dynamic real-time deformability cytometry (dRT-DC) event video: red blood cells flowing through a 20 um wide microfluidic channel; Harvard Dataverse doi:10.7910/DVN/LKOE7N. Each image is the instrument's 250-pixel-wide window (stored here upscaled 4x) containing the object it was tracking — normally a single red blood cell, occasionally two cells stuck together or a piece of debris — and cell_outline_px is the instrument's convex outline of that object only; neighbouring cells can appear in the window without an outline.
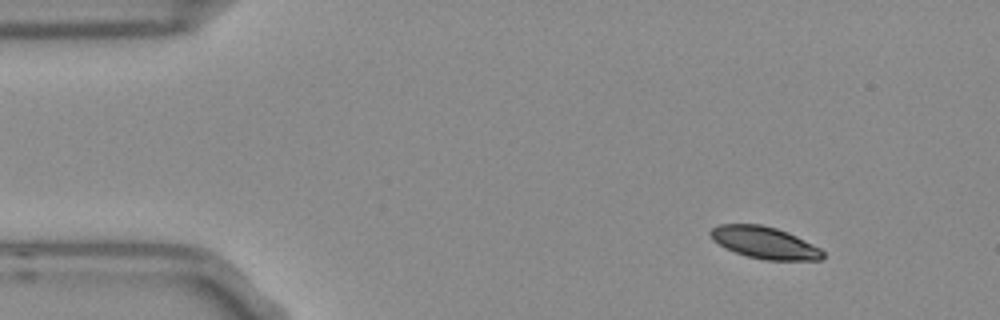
{"species": "Egyptian fruit bat (a non-hibernating species)", "species_latin": "Rousettus aegyptiacus", "temperature_condition": "room temperature", "stored_images_in_passage": 49, "camera_frame_rate_fps": 3000, "um_per_image_px": 0.085, "frame": {"image": 1, "passage_image": 1, "time_ms": 0.0, "image_size_px": [1000, 320], "cell_outline_px": [[824, 256], [820, 260], [764, 260], [748, 256], [724, 248], [712, 240], [708, 232], [712, 228], [720, 224], [760, 224], [776, 228], [788, 232], [820, 248], [824, 252]], "centroid_in_image_um": [64.96, 20.62], "position_along_channel_um": 20.0, "area_um2": 20.92}}
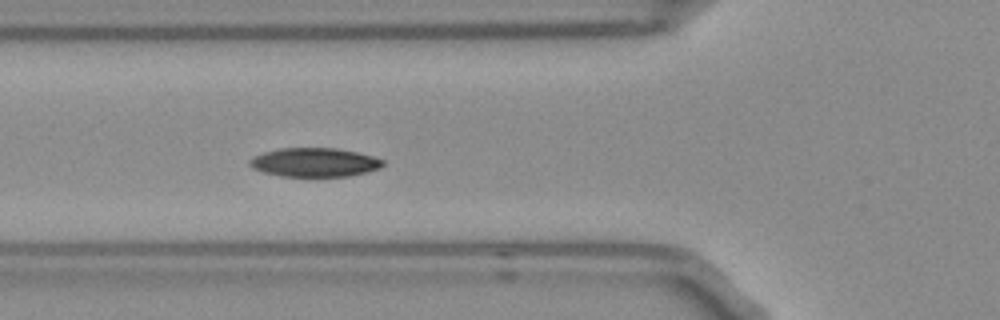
{"frame": {"image": 2, "passage_image": 14, "time_ms": 4.333, "image_size_px": [1000, 320], "cell_outline_px": [[384, 164], [380, 168], [348, 176], [280, 176], [264, 172], [252, 168], [248, 164], [248, 160], [252, 156], [264, 152], [280, 148], [336, 148], [356, 152], [372, 156], [384, 160]], "centroid_in_image_um": [26.69, 13.79], "position_along_channel_um": 99.1, "area_um2": 22.37}}
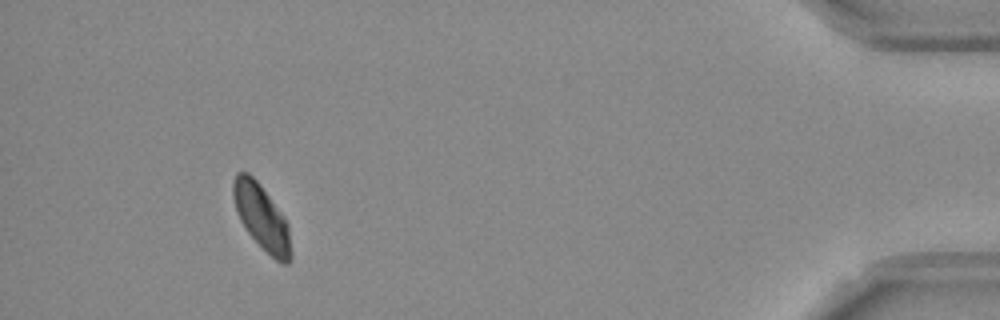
{"frame": {"image": 3, "passage_image": 45, "time_ms": 14.667, "image_size_px": [1000, 320], "cell_outline_px": [[292, 260], [288, 264], [284, 264], [276, 260], [248, 232], [240, 220], [232, 196], [232, 180], [236, 172], [248, 172], [260, 184], [284, 216], [288, 224], [292, 252]], "centroid_in_image_um": [22.25, 18.44], "position_along_channel_um": 413.0, "area_um2": 21.85}, "authors_computed_cell_mechanics": {"area_um2": 22.4264, "velocity_mm_per_s": 3.7003, "shape_relaxation_time_tau1_ms": 1.9843, "shape_relaxation_time_tau2_ms": null, "deformation_change_tau1": 0.0857, "deformation_change_tau2": null}}